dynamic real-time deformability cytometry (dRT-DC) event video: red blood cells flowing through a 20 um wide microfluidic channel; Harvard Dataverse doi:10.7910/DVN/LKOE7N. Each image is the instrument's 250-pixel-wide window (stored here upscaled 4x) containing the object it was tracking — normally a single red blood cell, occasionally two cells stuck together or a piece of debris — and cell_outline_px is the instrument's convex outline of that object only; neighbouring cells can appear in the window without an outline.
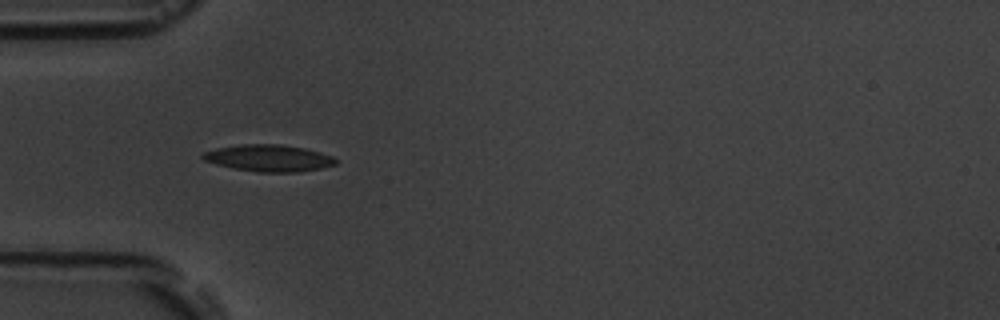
{"species": "common noctule bat (a hibernating species)", "species_latin": "Nyctalus noctula", "temperature_condition": "room temperature", "stored_images_in_passage": 11, "camera_frame_rate_fps": 3000, "um_per_image_px": 0.085, "animal": {"sex": "male", "body_mass_g": 19.5, "forearm_length_mm": 54.6}, "frame": {"image": 1, "passage_image": 1, "time_ms": 0.0, "image_size_px": [1000, 320], "cell_outline_px": [[336, 164], [320, 168], [296, 172], [256, 172], [232, 168], [216, 164], [204, 160], [200, 156], [204, 152], [216, 148], [240, 144], [280, 144], [304, 148], [320, 152], [332, 156], [336, 160]], "centroid_in_image_um": [22.81, 13.43], "position_along_channel_um": 62.2, "area_um2": 20.69}}
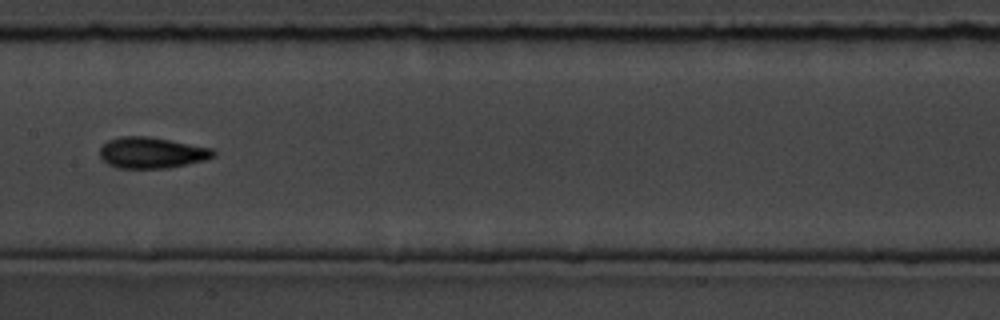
{"frame": {"image": 2, "passage_image": 4, "time_ms": 3.667, "image_size_px": [1000, 320], "cell_outline_px": [[216, 156], [204, 160], [168, 168], [116, 168], [108, 164], [100, 156], [100, 148], [108, 140], [120, 136], [148, 136], [212, 148], [216, 152]], "centroid_in_image_um": [12.89, 12.98], "position_along_channel_um": 194.5, "area_um2": 20.52}}
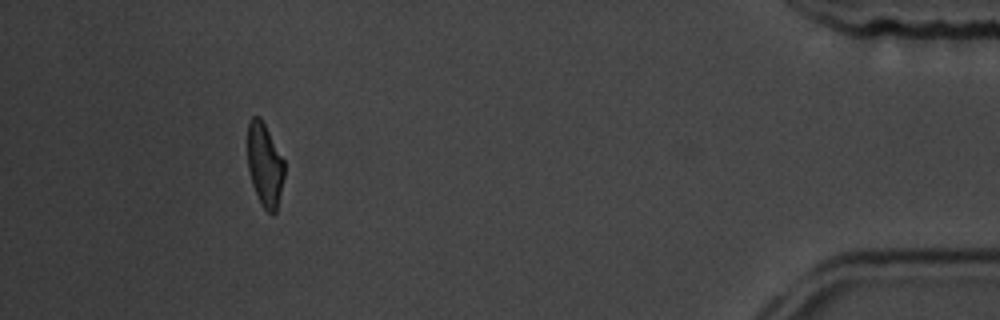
{"frame": {"image": 3, "passage_image": 10, "time_ms": 11.333, "image_size_px": [1000, 320], "cell_outline_px": [[284, 176], [276, 212], [272, 216], [260, 204], [252, 184], [248, 168], [248, 120], [252, 116], [260, 116], [284, 160]], "centroid_in_image_um": [22.5, 14.02], "position_along_channel_um": 412.7, "area_um2": 17.86}, "authors_computed_cell_mechanics": {"area_um2": 19.5364, "velocity_mm_per_s": 3.6539, "shape_relaxation_time_tau1_ms": 2.8872, "shape_relaxation_time_tau2_ms": null, "deformation_change_tau1": 0.0998, "deformation_change_tau2": null}}